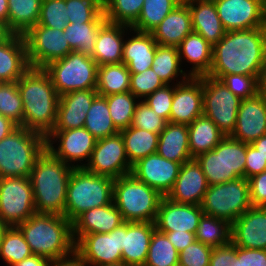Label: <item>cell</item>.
<instances>
[{
  "mask_svg": "<svg viewBox=\"0 0 266 266\" xmlns=\"http://www.w3.org/2000/svg\"><path fill=\"white\" fill-rule=\"evenodd\" d=\"M266 55V30L256 27L226 32L213 45L212 66L207 76L241 74L258 78Z\"/></svg>",
  "mask_w": 266,
  "mask_h": 266,
  "instance_id": "1",
  "label": "cell"
},
{
  "mask_svg": "<svg viewBox=\"0 0 266 266\" xmlns=\"http://www.w3.org/2000/svg\"><path fill=\"white\" fill-rule=\"evenodd\" d=\"M17 87L23 102L22 127L46 137L55 125L60 98L49 74L43 68L30 67Z\"/></svg>",
  "mask_w": 266,
  "mask_h": 266,
  "instance_id": "2",
  "label": "cell"
},
{
  "mask_svg": "<svg viewBox=\"0 0 266 266\" xmlns=\"http://www.w3.org/2000/svg\"><path fill=\"white\" fill-rule=\"evenodd\" d=\"M73 169L48 149L38 157L29 176L36 213L64 216L67 187Z\"/></svg>",
  "mask_w": 266,
  "mask_h": 266,
  "instance_id": "3",
  "label": "cell"
},
{
  "mask_svg": "<svg viewBox=\"0 0 266 266\" xmlns=\"http://www.w3.org/2000/svg\"><path fill=\"white\" fill-rule=\"evenodd\" d=\"M16 227L23 234L33 255L53 261L75 251L72 223L65 216L34 213Z\"/></svg>",
  "mask_w": 266,
  "mask_h": 266,
  "instance_id": "4",
  "label": "cell"
},
{
  "mask_svg": "<svg viewBox=\"0 0 266 266\" xmlns=\"http://www.w3.org/2000/svg\"><path fill=\"white\" fill-rule=\"evenodd\" d=\"M46 145L43 134L18 126L0 141V178L29 177Z\"/></svg>",
  "mask_w": 266,
  "mask_h": 266,
  "instance_id": "5",
  "label": "cell"
},
{
  "mask_svg": "<svg viewBox=\"0 0 266 266\" xmlns=\"http://www.w3.org/2000/svg\"><path fill=\"white\" fill-rule=\"evenodd\" d=\"M114 180L74 168L67 187L64 216L72 223L87 210L112 204Z\"/></svg>",
  "mask_w": 266,
  "mask_h": 266,
  "instance_id": "6",
  "label": "cell"
},
{
  "mask_svg": "<svg viewBox=\"0 0 266 266\" xmlns=\"http://www.w3.org/2000/svg\"><path fill=\"white\" fill-rule=\"evenodd\" d=\"M162 197L132 173L114 180L113 203L125 222L154 223Z\"/></svg>",
  "mask_w": 266,
  "mask_h": 266,
  "instance_id": "7",
  "label": "cell"
},
{
  "mask_svg": "<svg viewBox=\"0 0 266 266\" xmlns=\"http://www.w3.org/2000/svg\"><path fill=\"white\" fill-rule=\"evenodd\" d=\"M247 143L225 136L219 144L195 159L200 164L208 185H218L244 178Z\"/></svg>",
  "mask_w": 266,
  "mask_h": 266,
  "instance_id": "8",
  "label": "cell"
},
{
  "mask_svg": "<svg viewBox=\"0 0 266 266\" xmlns=\"http://www.w3.org/2000/svg\"><path fill=\"white\" fill-rule=\"evenodd\" d=\"M97 68L89 54L72 51L43 69L49 74L56 92L62 96L77 90L96 89Z\"/></svg>",
  "mask_w": 266,
  "mask_h": 266,
  "instance_id": "9",
  "label": "cell"
},
{
  "mask_svg": "<svg viewBox=\"0 0 266 266\" xmlns=\"http://www.w3.org/2000/svg\"><path fill=\"white\" fill-rule=\"evenodd\" d=\"M252 207L248 179L209 185L201 203L203 214L233 223Z\"/></svg>",
  "mask_w": 266,
  "mask_h": 266,
  "instance_id": "10",
  "label": "cell"
},
{
  "mask_svg": "<svg viewBox=\"0 0 266 266\" xmlns=\"http://www.w3.org/2000/svg\"><path fill=\"white\" fill-rule=\"evenodd\" d=\"M198 78L203 86V114L210 118L223 134L230 136L236 126L242 99L218 79L209 76Z\"/></svg>",
  "mask_w": 266,
  "mask_h": 266,
  "instance_id": "11",
  "label": "cell"
},
{
  "mask_svg": "<svg viewBox=\"0 0 266 266\" xmlns=\"http://www.w3.org/2000/svg\"><path fill=\"white\" fill-rule=\"evenodd\" d=\"M35 211L33 188L29 177L0 178V220L10 227L29 219Z\"/></svg>",
  "mask_w": 266,
  "mask_h": 266,
  "instance_id": "12",
  "label": "cell"
},
{
  "mask_svg": "<svg viewBox=\"0 0 266 266\" xmlns=\"http://www.w3.org/2000/svg\"><path fill=\"white\" fill-rule=\"evenodd\" d=\"M63 30L34 25L24 35L30 67L44 68L49 63L66 57L71 49Z\"/></svg>",
  "mask_w": 266,
  "mask_h": 266,
  "instance_id": "13",
  "label": "cell"
},
{
  "mask_svg": "<svg viewBox=\"0 0 266 266\" xmlns=\"http://www.w3.org/2000/svg\"><path fill=\"white\" fill-rule=\"evenodd\" d=\"M96 140L84 127L69 130H52L46 136V149L64 163L74 168H84L91 157Z\"/></svg>",
  "mask_w": 266,
  "mask_h": 266,
  "instance_id": "14",
  "label": "cell"
},
{
  "mask_svg": "<svg viewBox=\"0 0 266 266\" xmlns=\"http://www.w3.org/2000/svg\"><path fill=\"white\" fill-rule=\"evenodd\" d=\"M84 169L113 179L131 173L132 166L129 164L121 133L97 139Z\"/></svg>",
  "mask_w": 266,
  "mask_h": 266,
  "instance_id": "15",
  "label": "cell"
},
{
  "mask_svg": "<svg viewBox=\"0 0 266 266\" xmlns=\"http://www.w3.org/2000/svg\"><path fill=\"white\" fill-rule=\"evenodd\" d=\"M122 224L109 233L83 235L75 243V251L89 266L122 262Z\"/></svg>",
  "mask_w": 266,
  "mask_h": 266,
  "instance_id": "16",
  "label": "cell"
},
{
  "mask_svg": "<svg viewBox=\"0 0 266 266\" xmlns=\"http://www.w3.org/2000/svg\"><path fill=\"white\" fill-rule=\"evenodd\" d=\"M181 165L153 153L135 163L131 173L162 196H167L175 184Z\"/></svg>",
  "mask_w": 266,
  "mask_h": 266,
  "instance_id": "17",
  "label": "cell"
},
{
  "mask_svg": "<svg viewBox=\"0 0 266 266\" xmlns=\"http://www.w3.org/2000/svg\"><path fill=\"white\" fill-rule=\"evenodd\" d=\"M202 215L201 205L180 204L163 196L154 221L155 229L159 232L196 233Z\"/></svg>",
  "mask_w": 266,
  "mask_h": 266,
  "instance_id": "18",
  "label": "cell"
},
{
  "mask_svg": "<svg viewBox=\"0 0 266 266\" xmlns=\"http://www.w3.org/2000/svg\"><path fill=\"white\" fill-rule=\"evenodd\" d=\"M266 134V99L256 94L242 99L231 138L247 144Z\"/></svg>",
  "mask_w": 266,
  "mask_h": 266,
  "instance_id": "19",
  "label": "cell"
},
{
  "mask_svg": "<svg viewBox=\"0 0 266 266\" xmlns=\"http://www.w3.org/2000/svg\"><path fill=\"white\" fill-rule=\"evenodd\" d=\"M208 186L200 164L193 158L181 165L175 184L166 197L180 204L201 205Z\"/></svg>",
  "mask_w": 266,
  "mask_h": 266,
  "instance_id": "20",
  "label": "cell"
},
{
  "mask_svg": "<svg viewBox=\"0 0 266 266\" xmlns=\"http://www.w3.org/2000/svg\"><path fill=\"white\" fill-rule=\"evenodd\" d=\"M231 242L241 248L266 250V208L250 207L232 223Z\"/></svg>",
  "mask_w": 266,
  "mask_h": 266,
  "instance_id": "21",
  "label": "cell"
},
{
  "mask_svg": "<svg viewBox=\"0 0 266 266\" xmlns=\"http://www.w3.org/2000/svg\"><path fill=\"white\" fill-rule=\"evenodd\" d=\"M214 3L226 32L262 27L261 0H216Z\"/></svg>",
  "mask_w": 266,
  "mask_h": 266,
  "instance_id": "22",
  "label": "cell"
},
{
  "mask_svg": "<svg viewBox=\"0 0 266 266\" xmlns=\"http://www.w3.org/2000/svg\"><path fill=\"white\" fill-rule=\"evenodd\" d=\"M203 115V86L199 78L174 85L170 122L190 124Z\"/></svg>",
  "mask_w": 266,
  "mask_h": 266,
  "instance_id": "23",
  "label": "cell"
},
{
  "mask_svg": "<svg viewBox=\"0 0 266 266\" xmlns=\"http://www.w3.org/2000/svg\"><path fill=\"white\" fill-rule=\"evenodd\" d=\"M97 95L96 89H86L60 96L53 130L83 128L86 113Z\"/></svg>",
  "mask_w": 266,
  "mask_h": 266,
  "instance_id": "24",
  "label": "cell"
},
{
  "mask_svg": "<svg viewBox=\"0 0 266 266\" xmlns=\"http://www.w3.org/2000/svg\"><path fill=\"white\" fill-rule=\"evenodd\" d=\"M155 230L151 222L122 223V262L128 266H144Z\"/></svg>",
  "mask_w": 266,
  "mask_h": 266,
  "instance_id": "25",
  "label": "cell"
},
{
  "mask_svg": "<svg viewBox=\"0 0 266 266\" xmlns=\"http://www.w3.org/2000/svg\"><path fill=\"white\" fill-rule=\"evenodd\" d=\"M125 221L114 203L92 208L80 214L72 222L75 243L86 234L109 233Z\"/></svg>",
  "mask_w": 266,
  "mask_h": 266,
  "instance_id": "26",
  "label": "cell"
},
{
  "mask_svg": "<svg viewBox=\"0 0 266 266\" xmlns=\"http://www.w3.org/2000/svg\"><path fill=\"white\" fill-rule=\"evenodd\" d=\"M130 29L128 25L108 21L100 27L95 49L90 55L98 66L122 63L123 45Z\"/></svg>",
  "mask_w": 266,
  "mask_h": 266,
  "instance_id": "27",
  "label": "cell"
},
{
  "mask_svg": "<svg viewBox=\"0 0 266 266\" xmlns=\"http://www.w3.org/2000/svg\"><path fill=\"white\" fill-rule=\"evenodd\" d=\"M127 34L123 45L122 63L127 66L130 73L148 70L153 64L156 52L155 39L151 33L136 31L132 28Z\"/></svg>",
  "mask_w": 266,
  "mask_h": 266,
  "instance_id": "28",
  "label": "cell"
},
{
  "mask_svg": "<svg viewBox=\"0 0 266 266\" xmlns=\"http://www.w3.org/2000/svg\"><path fill=\"white\" fill-rule=\"evenodd\" d=\"M191 32L193 27L190 9L186 3H180L151 34L159 45L178 47Z\"/></svg>",
  "mask_w": 266,
  "mask_h": 266,
  "instance_id": "29",
  "label": "cell"
},
{
  "mask_svg": "<svg viewBox=\"0 0 266 266\" xmlns=\"http://www.w3.org/2000/svg\"><path fill=\"white\" fill-rule=\"evenodd\" d=\"M29 68L23 35L13 34L0 44V82H17Z\"/></svg>",
  "mask_w": 266,
  "mask_h": 266,
  "instance_id": "30",
  "label": "cell"
},
{
  "mask_svg": "<svg viewBox=\"0 0 266 266\" xmlns=\"http://www.w3.org/2000/svg\"><path fill=\"white\" fill-rule=\"evenodd\" d=\"M192 16L193 32L200 34L212 46L225 35L214 1L189 0L186 2Z\"/></svg>",
  "mask_w": 266,
  "mask_h": 266,
  "instance_id": "31",
  "label": "cell"
},
{
  "mask_svg": "<svg viewBox=\"0 0 266 266\" xmlns=\"http://www.w3.org/2000/svg\"><path fill=\"white\" fill-rule=\"evenodd\" d=\"M181 64L184 60L192 65L188 75L192 78L207 76L212 66L213 46L200 34L191 32L178 46Z\"/></svg>",
  "mask_w": 266,
  "mask_h": 266,
  "instance_id": "32",
  "label": "cell"
},
{
  "mask_svg": "<svg viewBox=\"0 0 266 266\" xmlns=\"http://www.w3.org/2000/svg\"><path fill=\"white\" fill-rule=\"evenodd\" d=\"M156 153L181 164L193 159L189 150L188 125L167 122L159 134Z\"/></svg>",
  "mask_w": 266,
  "mask_h": 266,
  "instance_id": "33",
  "label": "cell"
},
{
  "mask_svg": "<svg viewBox=\"0 0 266 266\" xmlns=\"http://www.w3.org/2000/svg\"><path fill=\"white\" fill-rule=\"evenodd\" d=\"M218 126L204 114L188 124L189 150L192 158L213 150L225 137Z\"/></svg>",
  "mask_w": 266,
  "mask_h": 266,
  "instance_id": "34",
  "label": "cell"
},
{
  "mask_svg": "<svg viewBox=\"0 0 266 266\" xmlns=\"http://www.w3.org/2000/svg\"><path fill=\"white\" fill-rule=\"evenodd\" d=\"M181 66L178 47L157 44L151 68L166 85H177L190 78L188 71H184Z\"/></svg>",
  "mask_w": 266,
  "mask_h": 266,
  "instance_id": "35",
  "label": "cell"
},
{
  "mask_svg": "<svg viewBox=\"0 0 266 266\" xmlns=\"http://www.w3.org/2000/svg\"><path fill=\"white\" fill-rule=\"evenodd\" d=\"M120 133L131 166L140 159L157 152L159 134L133 126L121 130Z\"/></svg>",
  "mask_w": 266,
  "mask_h": 266,
  "instance_id": "36",
  "label": "cell"
},
{
  "mask_svg": "<svg viewBox=\"0 0 266 266\" xmlns=\"http://www.w3.org/2000/svg\"><path fill=\"white\" fill-rule=\"evenodd\" d=\"M42 0H8V28L24 35L38 23Z\"/></svg>",
  "mask_w": 266,
  "mask_h": 266,
  "instance_id": "37",
  "label": "cell"
},
{
  "mask_svg": "<svg viewBox=\"0 0 266 266\" xmlns=\"http://www.w3.org/2000/svg\"><path fill=\"white\" fill-rule=\"evenodd\" d=\"M130 75L131 73L124 63L98 66L96 85L98 95L108 96L129 92Z\"/></svg>",
  "mask_w": 266,
  "mask_h": 266,
  "instance_id": "38",
  "label": "cell"
},
{
  "mask_svg": "<svg viewBox=\"0 0 266 266\" xmlns=\"http://www.w3.org/2000/svg\"><path fill=\"white\" fill-rule=\"evenodd\" d=\"M86 114L84 128L96 139L106 138L120 132L112 121L105 96L97 95Z\"/></svg>",
  "mask_w": 266,
  "mask_h": 266,
  "instance_id": "39",
  "label": "cell"
},
{
  "mask_svg": "<svg viewBox=\"0 0 266 266\" xmlns=\"http://www.w3.org/2000/svg\"><path fill=\"white\" fill-rule=\"evenodd\" d=\"M232 224L226 220L203 214L195 233L196 240L211 247L231 242Z\"/></svg>",
  "mask_w": 266,
  "mask_h": 266,
  "instance_id": "40",
  "label": "cell"
},
{
  "mask_svg": "<svg viewBox=\"0 0 266 266\" xmlns=\"http://www.w3.org/2000/svg\"><path fill=\"white\" fill-rule=\"evenodd\" d=\"M180 3L178 0H144L138 19L130 27L151 33Z\"/></svg>",
  "mask_w": 266,
  "mask_h": 266,
  "instance_id": "41",
  "label": "cell"
},
{
  "mask_svg": "<svg viewBox=\"0 0 266 266\" xmlns=\"http://www.w3.org/2000/svg\"><path fill=\"white\" fill-rule=\"evenodd\" d=\"M105 22L68 23L64 36L73 51L91 55L95 49V41L100 27Z\"/></svg>",
  "mask_w": 266,
  "mask_h": 266,
  "instance_id": "42",
  "label": "cell"
},
{
  "mask_svg": "<svg viewBox=\"0 0 266 266\" xmlns=\"http://www.w3.org/2000/svg\"><path fill=\"white\" fill-rule=\"evenodd\" d=\"M115 127L121 131L131 126L136 105L140 100L129 92L105 96Z\"/></svg>",
  "mask_w": 266,
  "mask_h": 266,
  "instance_id": "43",
  "label": "cell"
},
{
  "mask_svg": "<svg viewBox=\"0 0 266 266\" xmlns=\"http://www.w3.org/2000/svg\"><path fill=\"white\" fill-rule=\"evenodd\" d=\"M32 255L21 231L16 226L9 227L2 237L0 260H3L7 266H13Z\"/></svg>",
  "mask_w": 266,
  "mask_h": 266,
  "instance_id": "44",
  "label": "cell"
},
{
  "mask_svg": "<svg viewBox=\"0 0 266 266\" xmlns=\"http://www.w3.org/2000/svg\"><path fill=\"white\" fill-rule=\"evenodd\" d=\"M178 263L179 252L164 233L155 230L144 266H176Z\"/></svg>",
  "mask_w": 266,
  "mask_h": 266,
  "instance_id": "45",
  "label": "cell"
},
{
  "mask_svg": "<svg viewBox=\"0 0 266 266\" xmlns=\"http://www.w3.org/2000/svg\"><path fill=\"white\" fill-rule=\"evenodd\" d=\"M144 0H103L108 22L131 26L139 17Z\"/></svg>",
  "mask_w": 266,
  "mask_h": 266,
  "instance_id": "46",
  "label": "cell"
},
{
  "mask_svg": "<svg viewBox=\"0 0 266 266\" xmlns=\"http://www.w3.org/2000/svg\"><path fill=\"white\" fill-rule=\"evenodd\" d=\"M69 23L106 22L103 0H66Z\"/></svg>",
  "mask_w": 266,
  "mask_h": 266,
  "instance_id": "47",
  "label": "cell"
},
{
  "mask_svg": "<svg viewBox=\"0 0 266 266\" xmlns=\"http://www.w3.org/2000/svg\"><path fill=\"white\" fill-rule=\"evenodd\" d=\"M0 114L22 126L23 102L17 82H0Z\"/></svg>",
  "mask_w": 266,
  "mask_h": 266,
  "instance_id": "48",
  "label": "cell"
},
{
  "mask_svg": "<svg viewBox=\"0 0 266 266\" xmlns=\"http://www.w3.org/2000/svg\"><path fill=\"white\" fill-rule=\"evenodd\" d=\"M68 23L66 0H42L38 25L64 30Z\"/></svg>",
  "mask_w": 266,
  "mask_h": 266,
  "instance_id": "49",
  "label": "cell"
},
{
  "mask_svg": "<svg viewBox=\"0 0 266 266\" xmlns=\"http://www.w3.org/2000/svg\"><path fill=\"white\" fill-rule=\"evenodd\" d=\"M166 84L153 71L152 68L140 73H131L129 91L133 93L138 100L145 99L148 95L154 93L157 89Z\"/></svg>",
  "mask_w": 266,
  "mask_h": 266,
  "instance_id": "50",
  "label": "cell"
},
{
  "mask_svg": "<svg viewBox=\"0 0 266 266\" xmlns=\"http://www.w3.org/2000/svg\"><path fill=\"white\" fill-rule=\"evenodd\" d=\"M167 121L157 115L146 102L140 100L136 105L131 126L160 134Z\"/></svg>",
  "mask_w": 266,
  "mask_h": 266,
  "instance_id": "51",
  "label": "cell"
},
{
  "mask_svg": "<svg viewBox=\"0 0 266 266\" xmlns=\"http://www.w3.org/2000/svg\"><path fill=\"white\" fill-rule=\"evenodd\" d=\"M218 80L241 99L251 98L257 94V79L254 76L228 74L221 75Z\"/></svg>",
  "mask_w": 266,
  "mask_h": 266,
  "instance_id": "52",
  "label": "cell"
},
{
  "mask_svg": "<svg viewBox=\"0 0 266 266\" xmlns=\"http://www.w3.org/2000/svg\"><path fill=\"white\" fill-rule=\"evenodd\" d=\"M174 95V85H165L148 95L144 102L160 117L170 122L171 105Z\"/></svg>",
  "mask_w": 266,
  "mask_h": 266,
  "instance_id": "53",
  "label": "cell"
},
{
  "mask_svg": "<svg viewBox=\"0 0 266 266\" xmlns=\"http://www.w3.org/2000/svg\"><path fill=\"white\" fill-rule=\"evenodd\" d=\"M211 246L194 241L179 253V265L181 266H209Z\"/></svg>",
  "mask_w": 266,
  "mask_h": 266,
  "instance_id": "54",
  "label": "cell"
},
{
  "mask_svg": "<svg viewBox=\"0 0 266 266\" xmlns=\"http://www.w3.org/2000/svg\"><path fill=\"white\" fill-rule=\"evenodd\" d=\"M233 266H266V250L248 249L236 246Z\"/></svg>",
  "mask_w": 266,
  "mask_h": 266,
  "instance_id": "55",
  "label": "cell"
},
{
  "mask_svg": "<svg viewBox=\"0 0 266 266\" xmlns=\"http://www.w3.org/2000/svg\"><path fill=\"white\" fill-rule=\"evenodd\" d=\"M252 207L266 208V170L248 179Z\"/></svg>",
  "mask_w": 266,
  "mask_h": 266,
  "instance_id": "56",
  "label": "cell"
},
{
  "mask_svg": "<svg viewBox=\"0 0 266 266\" xmlns=\"http://www.w3.org/2000/svg\"><path fill=\"white\" fill-rule=\"evenodd\" d=\"M236 257V246L230 242L227 245L213 247L209 266H233Z\"/></svg>",
  "mask_w": 266,
  "mask_h": 266,
  "instance_id": "57",
  "label": "cell"
},
{
  "mask_svg": "<svg viewBox=\"0 0 266 266\" xmlns=\"http://www.w3.org/2000/svg\"><path fill=\"white\" fill-rule=\"evenodd\" d=\"M265 170L266 160L263 159L259 151H257L252 144H247L244 178L249 179L250 177L262 173Z\"/></svg>",
  "mask_w": 266,
  "mask_h": 266,
  "instance_id": "58",
  "label": "cell"
},
{
  "mask_svg": "<svg viewBox=\"0 0 266 266\" xmlns=\"http://www.w3.org/2000/svg\"><path fill=\"white\" fill-rule=\"evenodd\" d=\"M164 233L168 240L173 244L175 249L180 253L182 250H184L186 247H188L190 244H192L194 241H196L195 233L190 232H161Z\"/></svg>",
  "mask_w": 266,
  "mask_h": 266,
  "instance_id": "59",
  "label": "cell"
},
{
  "mask_svg": "<svg viewBox=\"0 0 266 266\" xmlns=\"http://www.w3.org/2000/svg\"><path fill=\"white\" fill-rule=\"evenodd\" d=\"M50 266H89L85 260L74 251L72 254L53 260Z\"/></svg>",
  "mask_w": 266,
  "mask_h": 266,
  "instance_id": "60",
  "label": "cell"
},
{
  "mask_svg": "<svg viewBox=\"0 0 266 266\" xmlns=\"http://www.w3.org/2000/svg\"><path fill=\"white\" fill-rule=\"evenodd\" d=\"M51 260L39 255H32L13 266H50Z\"/></svg>",
  "mask_w": 266,
  "mask_h": 266,
  "instance_id": "61",
  "label": "cell"
},
{
  "mask_svg": "<svg viewBox=\"0 0 266 266\" xmlns=\"http://www.w3.org/2000/svg\"><path fill=\"white\" fill-rule=\"evenodd\" d=\"M18 127L11 119L0 114V141Z\"/></svg>",
  "mask_w": 266,
  "mask_h": 266,
  "instance_id": "62",
  "label": "cell"
},
{
  "mask_svg": "<svg viewBox=\"0 0 266 266\" xmlns=\"http://www.w3.org/2000/svg\"><path fill=\"white\" fill-rule=\"evenodd\" d=\"M257 94L266 99V55L257 78Z\"/></svg>",
  "mask_w": 266,
  "mask_h": 266,
  "instance_id": "63",
  "label": "cell"
},
{
  "mask_svg": "<svg viewBox=\"0 0 266 266\" xmlns=\"http://www.w3.org/2000/svg\"><path fill=\"white\" fill-rule=\"evenodd\" d=\"M257 151H259L260 155L266 160V134L262 135L259 139L251 143Z\"/></svg>",
  "mask_w": 266,
  "mask_h": 266,
  "instance_id": "64",
  "label": "cell"
},
{
  "mask_svg": "<svg viewBox=\"0 0 266 266\" xmlns=\"http://www.w3.org/2000/svg\"><path fill=\"white\" fill-rule=\"evenodd\" d=\"M13 33L9 30L6 23L0 20V44L10 38Z\"/></svg>",
  "mask_w": 266,
  "mask_h": 266,
  "instance_id": "65",
  "label": "cell"
},
{
  "mask_svg": "<svg viewBox=\"0 0 266 266\" xmlns=\"http://www.w3.org/2000/svg\"><path fill=\"white\" fill-rule=\"evenodd\" d=\"M0 20L8 26V0H0Z\"/></svg>",
  "mask_w": 266,
  "mask_h": 266,
  "instance_id": "66",
  "label": "cell"
},
{
  "mask_svg": "<svg viewBox=\"0 0 266 266\" xmlns=\"http://www.w3.org/2000/svg\"><path fill=\"white\" fill-rule=\"evenodd\" d=\"M261 24L262 28L266 30V0H261Z\"/></svg>",
  "mask_w": 266,
  "mask_h": 266,
  "instance_id": "67",
  "label": "cell"
},
{
  "mask_svg": "<svg viewBox=\"0 0 266 266\" xmlns=\"http://www.w3.org/2000/svg\"><path fill=\"white\" fill-rule=\"evenodd\" d=\"M9 225L6 222L0 220V249H1V242L2 237L4 236L5 232L9 229Z\"/></svg>",
  "mask_w": 266,
  "mask_h": 266,
  "instance_id": "68",
  "label": "cell"
},
{
  "mask_svg": "<svg viewBox=\"0 0 266 266\" xmlns=\"http://www.w3.org/2000/svg\"><path fill=\"white\" fill-rule=\"evenodd\" d=\"M102 266H128L124 262L116 263V264H106Z\"/></svg>",
  "mask_w": 266,
  "mask_h": 266,
  "instance_id": "69",
  "label": "cell"
},
{
  "mask_svg": "<svg viewBox=\"0 0 266 266\" xmlns=\"http://www.w3.org/2000/svg\"><path fill=\"white\" fill-rule=\"evenodd\" d=\"M178 1H180L181 3H186V2H188L189 0H178Z\"/></svg>",
  "mask_w": 266,
  "mask_h": 266,
  "instance_id": "70",
  "label": "cell"
}]
</instances>
